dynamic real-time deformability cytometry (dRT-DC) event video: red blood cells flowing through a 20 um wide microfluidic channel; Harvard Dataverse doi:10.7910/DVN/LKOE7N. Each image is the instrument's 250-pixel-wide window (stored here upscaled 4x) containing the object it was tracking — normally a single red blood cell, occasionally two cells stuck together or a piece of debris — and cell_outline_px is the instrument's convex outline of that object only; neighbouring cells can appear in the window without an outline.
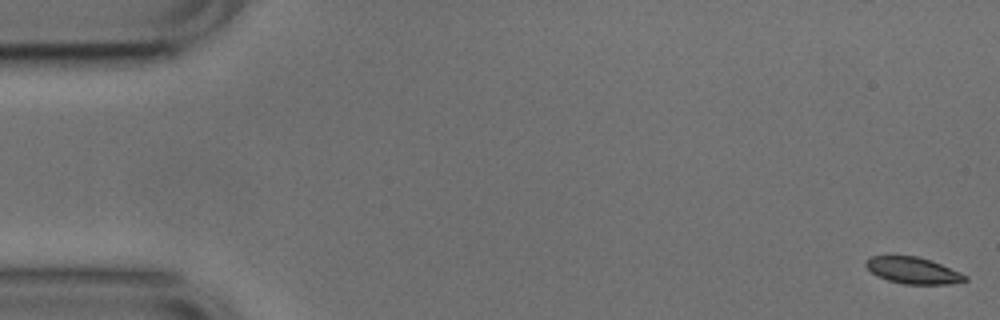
{"species": "common noctule bat (a hibernating species)", "species_latin": "Nyctalus noctula", "temperature_condition": "cold", "stored_images_in_passage": 53, "camera_frame_rate_fps": 3000, "um_per_image_px": 0.085, "animal": {"sex": "male", "body_mass_g": 17.9, "forearm_length_mm": 54.2}, "frame": {"image": 1, "passage_image": 1, "time_ms": 0.0, "image_size_px": [1000, 320], "cell_outline_px": [[968, 280], [948, 284], [904, 284], [888, 280], [876, 276], [864, 264], [864, 260], [872, 256], [916, 256], [932, 260], [960, 272], [968, 276]], "centroid_in_image_um": [77.6, 22.98], "position_along_channel_um": 7.4, "area_um2": 15.37}}
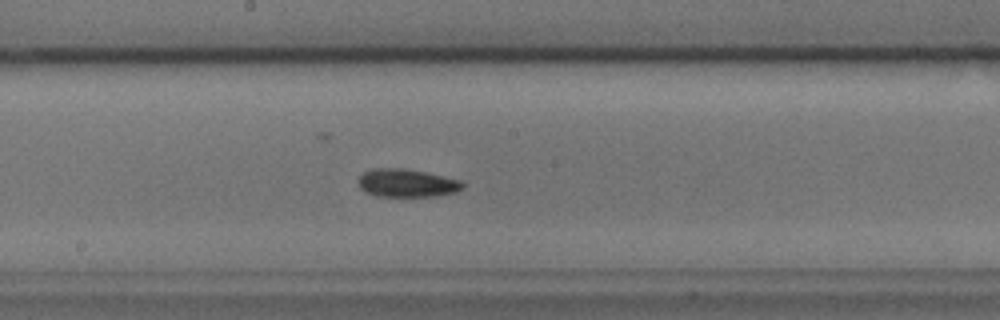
{"frame": {"image": 2, "passage_image": 28, "time_ms": 9.0, "image_size_px": [1000, 320], "cell_outline_px": [[464, 188], [456, 192], [436, 196], [380, 196], [364, 192], [360, 188], [360, 176], [364, 172], [372, 168], [404, 168], [464, 180]], "centroid_in_image_um": [34.63, 15.56], "position_along_channel_um": 213.6, "area_um2": 17.11}}
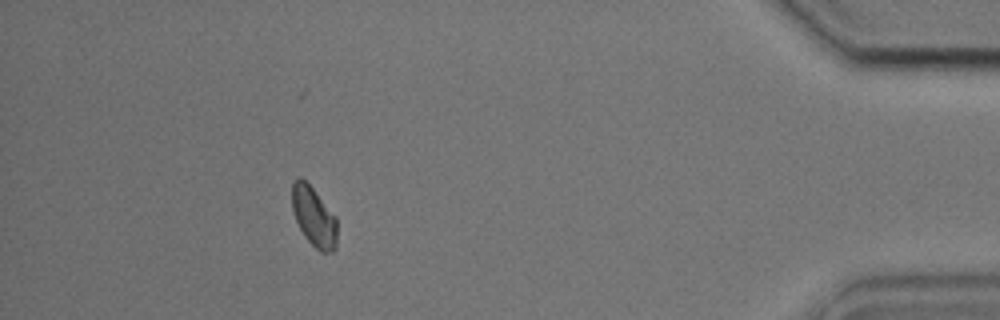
{"frame": {"image": 3, "passage_image": 48, "time_ms": 15.667, "image_size_px": [1000, 320], "cell_outline_px": [[336, 248], [332, 252], [320, 252], [304, 236], [296, 220], [292, 208], [292, 184], [300, 176], [312, 188], [336, 216]], "centroid_in_image_um": [26.68, 18.43], "position_along_channel_um": 408.5, "area_um2": 15.43}, "authors_computed_cell_mechanics": {"area_um2": 16.2996, "velocity_mm_per_s": 3.752, "shape_relaxation_time_tau1_ms": 1.9622, "shape_relaxation_time_tau2_ms": 1.8076, "deformation_change_tau1": 0.0484, "deformation_change_tau2": 0.0573}}